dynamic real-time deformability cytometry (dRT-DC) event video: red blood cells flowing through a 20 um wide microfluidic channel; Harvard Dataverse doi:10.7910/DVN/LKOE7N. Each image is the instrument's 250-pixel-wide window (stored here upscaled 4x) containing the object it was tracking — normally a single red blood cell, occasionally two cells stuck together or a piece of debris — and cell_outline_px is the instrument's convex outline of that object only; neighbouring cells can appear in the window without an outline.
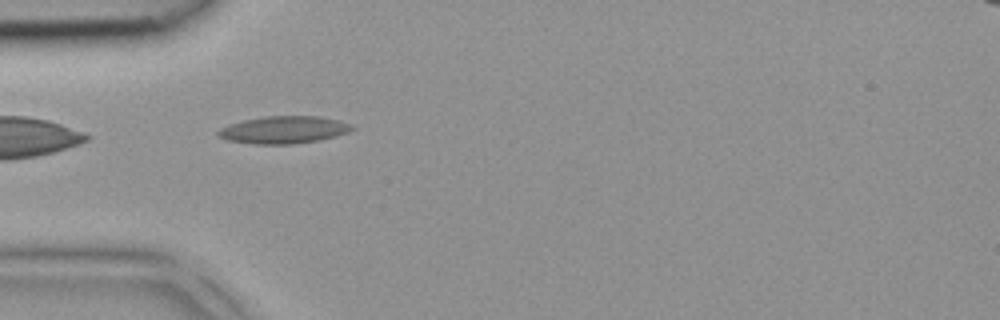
{"species": "common noctule bat (a hibernating species)", "species_latin": "Nyctalus noctula", "temperature_condition": "room temperature", "stored_images_in_passage": 2, "camera_frame_rate_fps": 3000, "um_per_image_px": 0.085, "animal": {"sex": "female", "body_mass_g": 18.4}, "frame": {"image": 1, "passage_image": 1, "time_ms": 0.0, "image_size_px": [1000, 320], "cell_outline_px": [[356, 128], [348, 132], [336, 136], [316, 140], [292, 144], [252, 144], [228, 140], [220, 136], [216, 132], [220, 128], [228, 124], [244, 120], [264, 116], [320, 116], [352, 124]], "centroid_in_image_um": [24.11, 11.03], "position_along_channel_um": 60.9, "area_um2": 21.27}}